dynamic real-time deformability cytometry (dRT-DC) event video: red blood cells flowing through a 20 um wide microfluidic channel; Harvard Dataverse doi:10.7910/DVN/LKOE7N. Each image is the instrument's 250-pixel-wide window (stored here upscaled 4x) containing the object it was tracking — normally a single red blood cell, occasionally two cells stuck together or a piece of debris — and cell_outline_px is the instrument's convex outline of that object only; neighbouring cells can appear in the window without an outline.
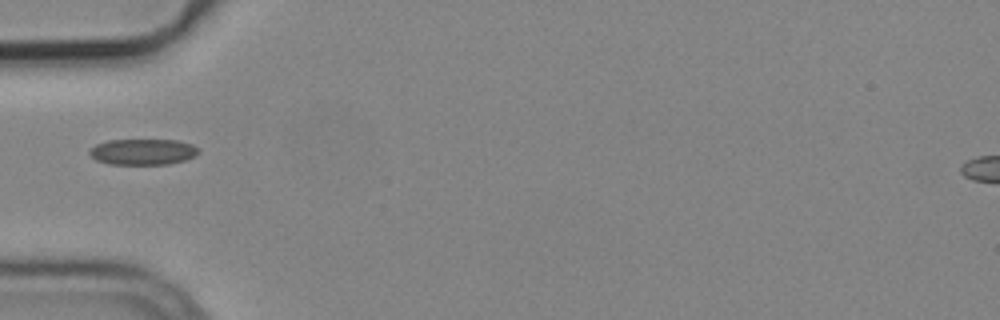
{"species": "common noctule bat (a hibernating species)", "species_latin": "Nyctalus noctula", "temperature_condition": "cold", "stored_images_in_passage": 8, "camera_frame_rate_fps": 3000, "um_per_image_px": 0.085, "animal": {"sex": "male", "body_mass_g": 19.2, "forearm_length_mm": 51.8}, "frame": {"image": 1, "passage_image": 5, "time_ms": 1.333, "image_size_px": [1000, 320], "cell_outline_px": [[200, 152], [196, 156], [184, 160], [168, 164], [108, 164], [96, 160], [88, 152], [96, 144], [108, 140], [176, 140], [192, 144], [200, 148]], "centroid_in_image_um": [12.18, 12.9], "position_along_channel_um": 72.8, "area_um2": 16.53}}
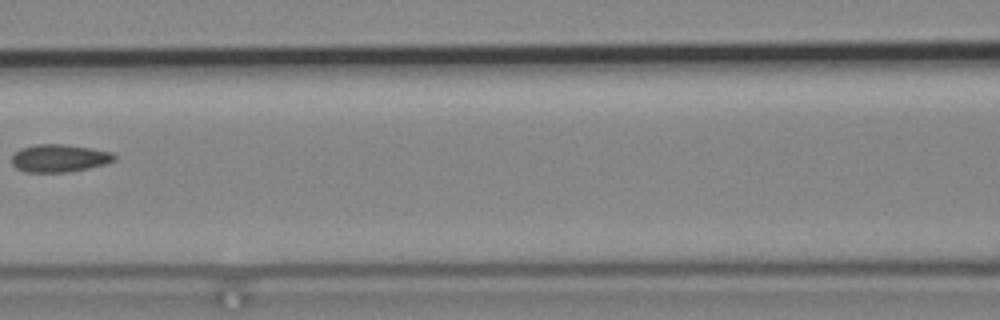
{"frame": {"image": 2, "passage_image": 7, "time_ms": 2.0, "image_size_px": [1000, 320], "cell_outline_px": [[116, 160], [104, 164], [88, 168], [68, 172], [24, 172], [16, 168], [12, 164], [12, 156], [20, 148], [36, 144], [68, 144], [92, 148], [112, 152], [116, 156]], "centroid_in_image_um": [5.04, 13.44], "position_along_channel_um": 161.6, "area_um2": 16.7}}
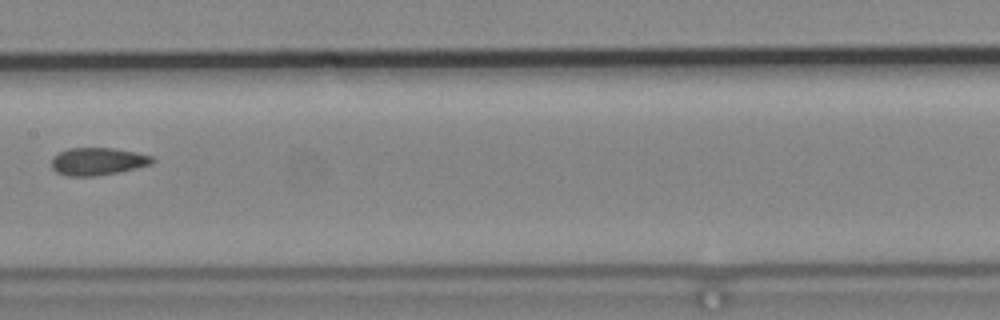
{"frame": {"image": 3, "passage_image": 8, "time_ms": 2.333, "image_size_px": [1000, 320], "cell_outline_px": [[156, 160], [152, 164], [120, 172], [96, 176], [68, 176], [56, 172], [52, 168], [52, 156], [68, 148], [112, 148], [136, 152], [152, 156]], "centroid_in_image_um": [8.32, 13.72], "position_along_channel_um": 199.1, "area_um2": 16.3}}